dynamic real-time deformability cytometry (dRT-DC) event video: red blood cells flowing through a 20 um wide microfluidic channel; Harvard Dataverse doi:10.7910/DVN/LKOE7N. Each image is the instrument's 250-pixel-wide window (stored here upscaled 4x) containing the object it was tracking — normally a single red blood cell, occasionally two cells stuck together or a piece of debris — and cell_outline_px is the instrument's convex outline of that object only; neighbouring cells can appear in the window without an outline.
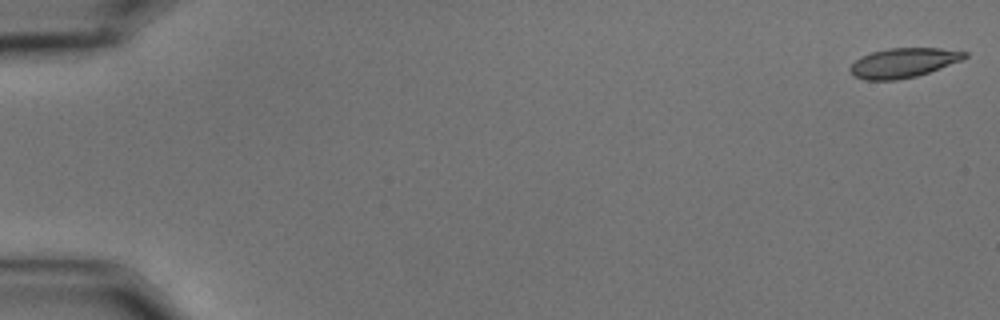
{"species": "common noctule bat (a hibernating species)", "species_latin": "Nyctalus noctula", "temperature_condition": "cold", "stored_images_in_passage": 58, "camera_frame_rate_fps": 3000, "um_per_image_px": 0.085, "animal": {"sex": "male", "body_mass_g": 15.6}, "frame": {"image": 1, "passage_image": 1, "time_ms": 0.0, "image_size_px": [1000, 320], "cell_outline_px": [[968, 56], [960, 60], [928, 72], [916, 76], [896, 80], [864, 80], [852, 76], [848, 72], [848, 68], [860, 56], [872, 52], [888, 48], [940, 48], [968, 52]], "centroid_in_image_um": [76.71, 5.34], "position_along_channel_um": 8.3, "area_um2": 19.71}}
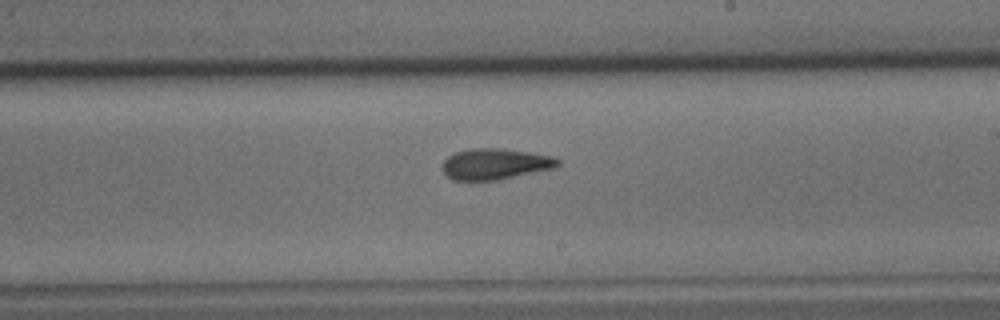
{"frame": {"image": 2, "passage_image": 35, "time_ms": 11.333, "image_size_px": [1000, 320], "cell_outline_px": [[560, 164], [556, 168], [496, 180], [452, 180], [440, 168], [444, 160], [448, 156], [456, 152], [472, 148], [500, 148], [532, 152], [552, 156], [560, 160]], "centroid_in_image_um": [42.1, 13.93], "position_along_channel_um": 246.9, "area_um2": 20.98}}
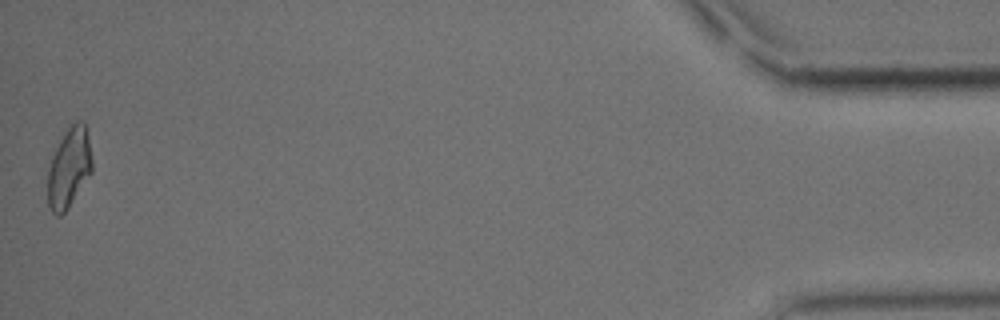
{"frame": {"image": 3, "passage_image": 58, "time_ms": 19.0, "image_size_px": [1000, 320], "cell_outline_px": [[92, 172], [68, 208], [60, 216], [56, 216], [52, 212], [48, 204], [48, 168], [52, 156], [68, 124], [76, 120], [84, 120], [88, 136], [92, 160]], "centroid_in_image_um": [5.87, 14.22], "position_along_channel_um": 429.3, "area_um2": 20.81}, "authors_computed_cell_mechanics": {"area_um2": 20.3167, "velocity_mm_per_s": 3.4811, "shape_relaxation_time_tau1_ms": null, "shape_relaxation_time_tau2_ms": 3.9136, "deformation_change_tau1": null, "deformation_change_tau2": 0.101}}